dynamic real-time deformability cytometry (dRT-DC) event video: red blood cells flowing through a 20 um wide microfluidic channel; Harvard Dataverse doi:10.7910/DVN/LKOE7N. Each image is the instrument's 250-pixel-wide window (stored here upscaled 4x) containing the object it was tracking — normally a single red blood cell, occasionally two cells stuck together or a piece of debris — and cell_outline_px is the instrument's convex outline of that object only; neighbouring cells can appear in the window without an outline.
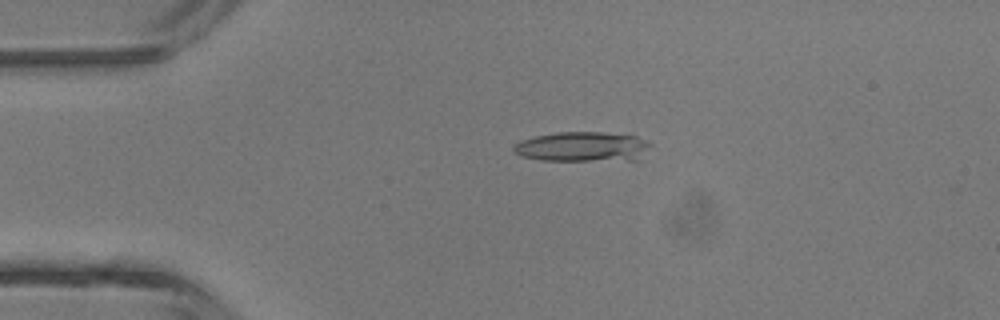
{"species": "common noctule bat (a hibernating species)", "species_latin": "Nyctalus noctula", "temperature_condition": "room temperature", "stored_images_in_passage": 4, "camera_frame_rate_fps": 3000, "um_per_image_px": 0.085, "animal": {"sex": "male", "body_mass_g": 13.3}, "frame": {"image": 1, "passage_image": 3, "time_ms": 2.333, "image_size_px": [1000, 320], "cell_outline_px": [[652, 144], [640, 160], [540, 160], [520, 156], [512, 152], [512, 148], [520, 140], [536, 136], [560, 132], [604, 132], [636, 136], [648, 140]], "centroid_in_image_um": [49.54, 12.47], "position_along_channel_um": 35.5, "area_um2": 23.99}}